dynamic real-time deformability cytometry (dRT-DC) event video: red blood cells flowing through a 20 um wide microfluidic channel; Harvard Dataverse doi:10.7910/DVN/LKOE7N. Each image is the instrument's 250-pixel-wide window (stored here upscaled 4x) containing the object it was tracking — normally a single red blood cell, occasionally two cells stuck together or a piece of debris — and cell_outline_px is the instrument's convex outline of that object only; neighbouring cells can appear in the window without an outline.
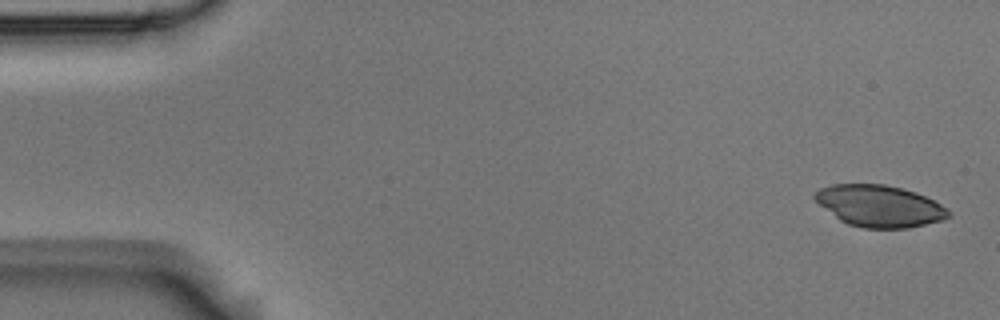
{"species": "Egyptian fruit bat (a non-hibernating species)", "species_latin": "Rousettus aegyptiacus", "temperature_condition": "room temperature", "stored_images_in_passage": 4, "camera_frame_rate_fps": 3000, "um_per_image_px": 0.085, "animal": {"sex": "male"}, "frame": {"image": 1, "passage_image": 1, "time_ms": 0.0, "image_size_px": [1000, 320], "cell_outline_px": [[948, 216], [944, 220], [908, 228], [860, 228], [848, 224], [840, 220], [820, 204], [812, 196], [820, 188], [832, 184], [884, 184], [904, 188], [916, 192], [948, 208]], "centroid_in_image_um": [74.76, 17.51], "position_along_channel_um": 10.2, "area_um2": 32.31}}